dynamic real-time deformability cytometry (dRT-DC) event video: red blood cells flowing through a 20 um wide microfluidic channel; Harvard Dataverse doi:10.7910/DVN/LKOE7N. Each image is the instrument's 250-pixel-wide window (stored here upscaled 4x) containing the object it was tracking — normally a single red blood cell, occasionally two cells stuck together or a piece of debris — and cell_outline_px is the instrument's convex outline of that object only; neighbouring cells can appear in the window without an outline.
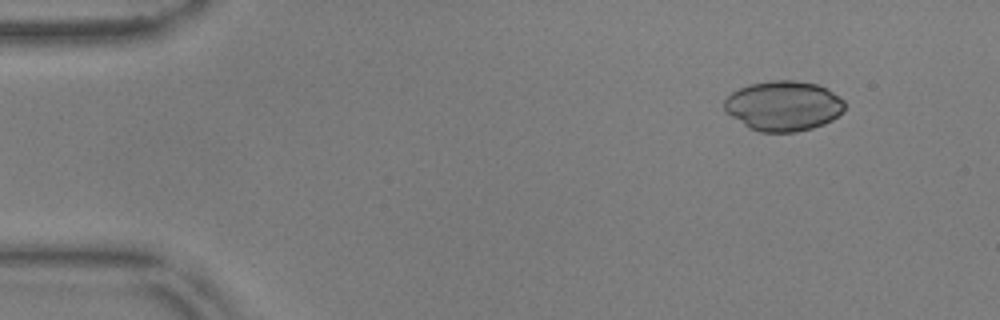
{"species": "common noctule bat (a hibernating species)", "species_latin": "Nyctalus noctula", "temperature_condition": "warm", "stored_images_in_passage": 50, "camera_frame_rate_fps": 3000, "um_per_image_px": 0.085, "animal": {"sex": "male", "body_mass_g": 17.9, "forearm_length_mm": 54.2}, "frame": {"image": 1, "passage_image": 1, "time_ms": 0.0, "image_size_px": [1000, 320], "cell_outline_px": [[844, 112], [832, 120], [824, 124], [812, 128], [796, 132], [760, 132], [748, 128], [732, 116], [724, 108], [724, 100], [732, 92], [748, 84], [772, 80], [796, 80], [816, 84], [832, 92], [844, 100]], "centroid_in_image_um": [66.6, 9.0], "position_along_channel_um": 18.4, "area_um2": 35.08}}
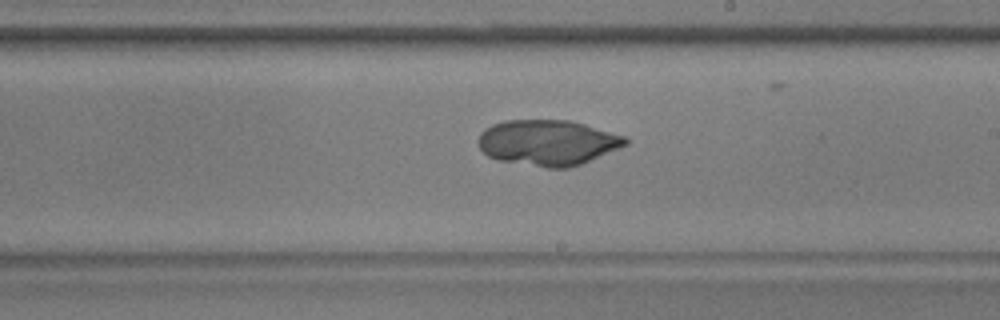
{"frame": {"image": 2, "passage_image": 27, "time_ms": 8.667, "image_size_px": [1000, 320], "cell_outline_px": [[628, 144], [580, 164], [568, 168], [548, 168], [496, 160], [488, 156], [480, 148], [480, 132], [484, 128], [492, 124], [504, 120], [572, 120], [624, 136], [628, 140]], "centroid_in_image_um": [46.54, 12.11], "position_along_channel_um": 242.5, "area_um2": 38.96}}
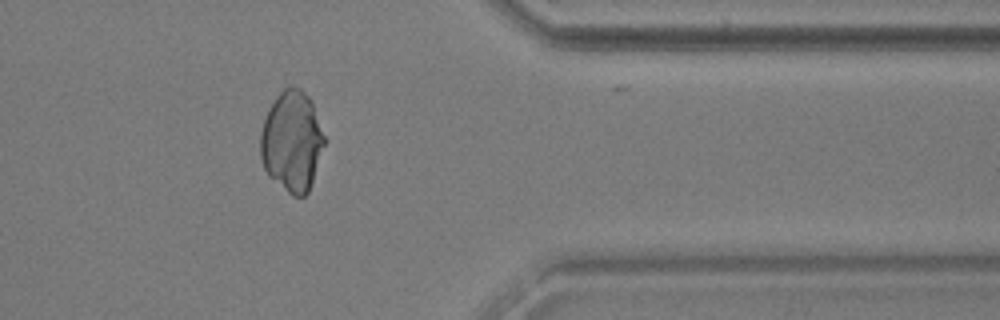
{"frame": {"image": 3, "passage_image": 40, "time_ms": 13.0, "image_size_px": [1000, 320], "cell_outline_px": [[328, 140], [308, 192], [304, 196], [292, 196], [264, 168], [260, 160], [260, 132], [268, 108], [276, 96], [284, 88], [292, 84], [300, 88], [312, 100]], "centroid_in_image_um": [24.85, 11.95], "position_along_channel_um": 386.5, "area_um2": 38.03}}